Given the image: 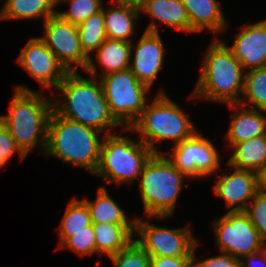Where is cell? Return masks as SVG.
Listing matches in <instances>:
<instances>
[{
    "label": "cell",
    "mask_w": 266,
    "mask_h": 267,
    "mask_svg": "<svg viewBox=\"0 0 266 267\" xmlns=\"http://www.w3.org/2000/svg\"><path fill=\"white\" fill-rule=\"evenodd\" d=\"M141 198L146 216L152 218L170 217L175 210L184 178L166 154L154 153L145 164L141 173Z\"/></svg>",
    "instance_id": "obj_6"
},
{
    "label": "cell",
    "mask_w": 266,
    "mask_h": 267,
    "mask_svg": "<svg viewBox=\"0 0 266 267\" xmlns=\"http://www.w3.org/2000/svg\"><path fill=\"white\" fill-rule=\"evenodd\" d=\"M114 267H149V254L133 240L127 247L117 254L108 257Z\"/></svg>",
    "instance_id": "obj_30"
},
{
    "label": "cell",
    "mask_w": 266,
    "mask_h": 267,
    "mask_svg": "<svg viewBox=\"0 0 266 267\" xmlns=\"http://www.w3.org/2000/svg\"><path fill=\"white\" fill-rule=\"evenodd\" d=\"M258 174V188L266 192V164L257 173Z\"/></svg>",
    "instance_id": "obj_37"
},
{
    "label": "cell",
    "mask_w": 266,
    "mask_h": 267,
    "mask_svg": "<svg viewBox=\"0 0 266 267\" xmlns=\"http://www.w3.org/2000/svg\"><path fill=\"white\" fill-rule=\"evenodd\" d=\"M57 0H6L0 11V20L38 19L45 22L57 14Z\"/></svg>",
    "instance_id": "obj_23"
},
{
    "label": "cell",
    "mask_w": 266,
    "mask_h": 267,
    "mask_svg": "<svg viewBox=\"0 0 266 267\" xmlns=\"http://www.w3.org/2000/svg\"><path fill=\"white\" fill-rule=\"evenodd\" d=\"M190 19L191 32H203L208 29L213 33L225 31L227 21L217 0H182Z\"/></svg>",
    "instance_id": "obj_19"
},
{
    "label": "cell",
    "mask_w": 266,
    "mask_h": 267,
    "mask_svg": "<svg viewBox=\"0 0 266 267\" xmlns=\"http://www.w3.org/2000/svg\"><path fill=\"white\" fill-rule=\"evenodd\" d=\"M227 105L232 107L231 109H237L233 112L230 126L225 135V139L231 147L250 138L266 134V115H264L266 112L250 107L245 108L239 103Z\"/></svg>",
    "instance_id": "obj_18"
},
{
    "label": "cell",
    "mask_w": 266,
    "mask_h": 267,
    "mask_svg": "<svg viewBox=\"0 0 266 267\" xmlns=\"http://www.w3.org/2000/svg\"><path fill=\"white\" fill-rule=\"evenodd\" d=\"M141 14L139 6L132 4H117L116 7L104 9V25L107 39L132 42L136 21Z\"/></svg>",
    "instance_id": "obj_20"
},
{
    "label": "cell",
    "mask_w": 266,
    "mask_h": 267,
    "mask_svg": "<svg viewBox=\"0 0 266 267\" xmlns=\"http://www.w3.org/2000/svg\"><path fill=\"white\" fill-rule=\"evenodd\" d=\"M204 53V62L194 92L189 99H205L220 103H240L244 91L245 72L231 49L217 37Z\"/></svg>",
    "instance_id": "obj_2"
},
{
    "label": "cell",
    "mask_w": 266,
    "mask_h": 267,
    "mask_svg": "<svg viewBox=\"0 0 266 267\" xmlns=\"http://www.w3.org/2000/svg\"><path fill=\"white\" fill-rule=\"evenodd\" d=\"M53 110L52 98L44 97L26 86H16L10 101L9 113L1 115V122L7 127L17 146L27 156L39 146L45 152L47 125Z\"/></svg>",
    "instance_id": "obj_3"
},
{
    "label": "cell",
    "mask_w": 266,
    "mask_h": 267,
    "mask_svg": "<svg viewBox=\"0 0 266 267\" xmlns=\"http://www.w3.org/2000/svg\"><path fill=\"white\" fill-rule=\"evenodd\" d=\"M80 44L84 54L90 58L91 52L96 51L100 45L107 39L103 8L100 12L91 15L78 26Z\"/></svg>",
    "instance_id": "obj_27"
},
{
    "label": "cell",
    "mask_w": 266,
    "mask_h": 267,
    "mask_svg": "<svg viewBox=\"0 0 266 267\" xmlns=\"http://www.w3.org/2000/svg\"><path fill=\"white\" fill-rule=\"evenodd\" d=\"M191 232L189 226L168 229L135 218V240L149 256L193 257L197 239Z\"/></svg>",
    "instance_id": "obj_10"
},
{
    "label": "cell",
    "mask_w": 266,
    "mask_h": 267,
    "mask_svg": "<svg viewBox=\"0 0 266 267\" xmlns=\"http://www.w3.org/2000/svg\"><path fill=\"white\" fill-rule=\"evenodd\" d=\"M241 105L252 104V109L266 112V67L248 70L245 73Z\"/></svg>",
    "instance_id": "obj_28"
},
{
    "label": "cell",
    "mask_w": 266,
    "mask_h": 267,
    "mask_svg": "<svg viewBox=\"0 0 266 267\" xmlns=\"http://www.w3.org/2000/svg\"><path fill=\"white\" fill-rule=\"evenodd\" d=\"M96 254L105 256L117 254L135 238V224H93Z\"/></svg>",
    "instance_id": "obj_21"
},
{
    "label": "cell",
    "mask_w": 266,
    "mask_h": 267,
    "mask_svg": "<svg viewBox=\"0 0 266 267\" xmlns=\"http://www.w3.org/2000/svg\"><path fill=\"white\" fill-rule=\"evenodd\" d=\"M65 1L70 3L69 9L66 12L57 11V14L63 20L77 26L103 8L102 0H57V4Z\"/></svg>",
    "instance_id": "obj_29"
},
{
    "label": "cell",
    "mask_w": 266,
    "mask_h": 267,
    "mask_svg": "<svg viewBox=\"0 0 266 267\" xmlns=\"http://www.w3.org/2000/svg\"><path fill=\"white\" fill-rule=\"evenodd\" d=\"M213 228L216 246L220 252L241 258L257 253L266 247L258 231L244 211H228L215 219Z\"/></svg>",
    "instance_id": "obj_9"
},
{
    "label": "cell",
    "mask_w": 266,
    "mask_h": 267,
    "mask_svg": "<svg viewBox=\"0 0 266 267\" xmlns=\"http://www.w3.org/2000/svg\"><path fill=\"white\" fill-rule=\"evenodd\" d=\"M89 208L92 224H135V218L128 221L124 210L111 198L106 187L98 189L97 199L83 200Z\"/></svg>",
    "instance_id": "obj_25"
},
{
    "label": "cell",
    "mask_w": 266,
    "mask_h": 267,
    "mask_svg": "<svg viewBox=\"0 0 266 267\" xmlns=\"http://www.w3.org/2000/svg\"><path fill=\"white\" fill-rule=\"evenodd\" d=\"M244 212L259 233L260 239L266 242V192L258 190L248 203Z\"/></svg>",
    "instance_id": "obj_31"
},
{
    "label": "cell",
    "mask_w": 266,
    "mask_h": 267,
    "mask_svg": "<svg viewBox=\"0 0 266 267\" xmlns=\"http://www.w3.org/2000/svg\"><path fill=\"white\" fill-rule=\"evenodd\" d=\"M97 65L92 57L85 73L89 79L79 75L77 71L68 72L56 88L62 96L53 97V110L63 118H67L101 133L111 134V128L121 126L111 115L105 99L101 81L97 75ZM59 98V99H58ZM103 131V132H102Z\"/></svg>",
    "instance_id": "obj_1"
},
{
    "label": "cell",
    "mask_w": 266,
    "mask_h": 267,
    "mask_svg": "<svg viewBox=\"0 0 266 267\" xmlns=\"http://www.w3.org/2000/svg\"><path fill=\"white\" fill-rule=\"evenodd\" d=\"M141 0H111V4H132L139 6Z\"/></svg>",
    "instance_id": "obj_38"
},
{
    "label": "cell",
    "mask_w": 266,
    "mask_h": 267,
    "mask_svg": "<svg viewBox=\"0 0 266 267\" xmlns=\"http://www.w3.org/2000/svg\"><path fill=\"white\" fill-rule=\"evenodd\" d=\"M149 267H193V257L150 256Z\"/></svg>",
    "instance_id": "obj_35"
},
{
    "label": "cell",
    "mask_w": 266,
    "mask_h": 267,
    "mask_svg": "<svg viewBox=\"0 0 266 267\" xmlns=\"http://www.w3.org/2000/svg\"><path fill=\"white\" fill-rule=\"evenodd\" d=\"M147 105L129 128H122L139 133V139L154 153H162L155 147L157 142L172 140L175 146L197 132L180 106L168 98L164 91L158 92L151 104Z\"/></svg>",
    "instance_id": "obj_5"
},
{
    "label": "cell",
    "mask_w": 266,
    "mask_h": 267,
    "mask_svg": "<svg viewBox=\"0 0 266 267\" xmlns=\"http://www.w3.org/2000/svg\"><path fill=\"white\" fill-rule=\"evenodd\" d=\"M101 132L76 121L63 118L52 110L47 125L44 155L79 166L92 174L100 160Z\"/></svg>",
    "instance_id": "obj_4"
},
{
    "label": "cell",
    "mask_w": 266,
    "mask_h": 267,
    "mask_svg": "<svg viewBox=\"0 0 266 267\" xmlns=\"http://www.w3.org/2000/svg\"><path fill=\"white\" fill-rule=\"evenodd\" d=\"M134 53L129 69L150 89L164 63L165 52L159 32L145 31Z\"/></svg>",
    "instance_id": "obj_14"
},
{
    "label": "cell",
    "mask_w": 266,
    "mask_h": 267,
    "mask_svg": "<svg viewBox=\"0 0 266 267\" xmlns=\"http://www.w3.org/2000/svg\"><path fill=\"white\" fill-rule=\"evenodd\" d=\"M15 152L19 153L21 160L25 159L26 155L17 146L9 130L0 120V169L8 164Z\"/></svg>",
    "instance_id": "obj_33"
},
{
    "label": "cell",
    "mask_w": 266,
    "mask_h": 267,
    "mask_svg": "<svg viewBox=\"0 0 266 267\" xmlns=\"http://www.w3.org/2000/svg\"><path fill=\"white\" fill-rule=\"evenodd\" d=\"M172 148L173 153L167 158L189 179L208 177L220 166V153L198 131Z\"/></svg>",
    "instance_id": "obj_11"
},
{
    "label": "cell",
    "mask_w": 266,
    "mask_h": 267,
    "mask_svg": "<svg viewBox=\"0 0 266 267\" xmlns=\"http://www.w3.org/2000/svg\"><path fill=\"white\" fill-rule=\"evenodd\" d=\"M233 173L215 181L213 193L224 199L230 211H244L258 188V174L254 171L233 168Z\"/></svg>",
    "instance_id": "obj_15"
},
{
    "label": "cell",
    "mask_w": 266,
    "mask_h": 267,
    "mask_svg": "<svg viewBox=\"0 0 266 267\" xmlns=\"http://www.w3.org/2000/svg\"><path fill=\"white\" fill-rule=\"evenodd\" d=\"M17 62L45 89H56L68 73L39 37L29 39Z\"/></svg>",
    "instance_id": "obj_13"
},
{
    "label": "cell",
    "mask_w": 266,
    "mask_h": 267,
    "mask_svg": "<svg viewBox=\"0 0 266 267\" xmlns=\"http://www.w3.org/2000/svg\"><path fill=\"white\" fill-rule=\"evenodd\" d=\"M92 225L90 211L86 203L82 200H77L74 197L68 203V207L64 213L63 219L60 222L58 234L60 246L68 237L84 230V227Z\"/></svg>",
    "instance_id": "obj_26"
},
{
    "label": "cell",
    "mask_w": 266,
    "mask_h": 267,
    "mask_svg": "<svg viewBox=\"0 0 266 267\" xmlns=\"http://www.w3.org/2000/svg\"><path fill=\"white\" fill-rule=\"evenodd\" d=\"M197 242L193 249V267H240V259L231 256L228 253L220 252V255L210 257L205 260L196 261L195 248L199 245ZM196 261V262H195Z\"/></svg>",
    "instance_id": "obj_34"
},
{
    "label": "cell",
    "mask_w": 266,
    "mask_h": 267,
    "mask_svg": "<svg viewBox=\"0 0 266 267\" xmlns=\"http://www.w3.org/2000/svg\"><path fill=\"white\" fill-rule=\"evenodd\" d=\"M132 42L106 39L95 51L96 60L102 67L101 76L128 69L133 52Z\"/></svg>",
    "instance_id": "obj_24"
},
{
    "label": "cell",
    "mask_w": 266,
    "mask_h": 267,
    "mask_svg": "<svg viewBox=\"0 0 266 267\" xmlns=\"http://www.w3.org/2000/svg\"><path fill=\"white\" fill-rule=\"evenodd\" d=\"M59 248H68L81 256L96 253L93 224L84 227V230L75 232V234L68 237L58 249Z\"/></svg>",
    "instance_id": "obj_32"
},
{
    "label": "cell",
    "mask_w": 266,
    "mask_h": 267,
    "mask_svg": "<svg viewBox=\"0 0 266 267\" xmlns=\"http://www.w3.org/2000/svg\"><path fill=\"white\" fill-rule=\"evenodd\" d=\"M139 9L152 17L146 31L159 32L156 23L158 20L166 24V27L191 32L190 19L182 0H141Z\"/></svg>",
    "instance_id": "obj_17"
},
{
    "label": "cell",
    "mask_w": 266,
    "mask_h": 267,
    "mask_svg": "<svg viewBox=\"0 0 266 267\" xmlns=\"http://www.w3.org/2000/svg\"><path fill=\"white\" fill-rule=\"evenodd\" d=\"M43 24L45 36L39 38L64 68L68 72H76L78 67L85 71L89 58L82 51L77 25L63 20L58 14L49 17Z\"/></svg>",
    "instance_id": "obj_12"
},
{
    "label": "cell",
    "mask_w": 266,
    "mask_h": 267,
    "mask_svg": "<svg viewBox=\"0 0 266 267\" xmlns=\"http://www.w3.org/2000/svg\"><path fill=\"white\" fill-rule=\"evenodd\" d=\"M102 137L100 160L94 175L111 184L138 181L154 152L140 139L136 142L113 133H103Z\"/></svg>",
    "instance_id": "obj_7"
},
{
    "label": "cell",
    "mask_w": 266,
    "mask_h": 267,
    "mask_svg": "<svg viewBox=\"0 0 266 267\" xmlns=\"http://www.w3.org/2000/svg\"><path fill=\"white\" fill-rule=\"evenodd\" d=\"M100 81L111 115L129 128L144 110L150 89L129 68L101 76Z\"/></svg>",
    "instance_id": "obj_8"
},
{
    "label": "cell",
    "mask_w": 266,
    "mask_h": 267,
    "mask_svg": "<svg viewBox=\"0 0 266 267\" xmlns=\"http://www.w3.org/2000/svg\"><path fill=\"white\" fill-rule=\"evenodd\" d=\"M229 167L258 173L266 164V134L256 136L232 146Z\"/></svg>",
    "instance_id": "obj_22"
},
{
    "label": "cell",
    "mask_w": 266,
    "mask_h": 267,
    "mask_svg": "<svg viewBox=\"0 0 266 267\" xmlns=\"http://www.w3.org/2000/svg\"><path fill=\"white\" fill-rule=\"evenodd\" d=\"M244 258L246 259V261H249L248 262L249 264L245 262ZM257 259H258V262L260 261L259 262L260 264L262 263L261 265L259 264L260 266H258V262H256ZM240 267H266V247H264L261 251L257 253H253V254H249V255H245L241 257Z\"/></svg>",
    "instance_id": "obj_36"
},
{
    "label": "cell",
    "mask_w": 266,
    "mask_h": 267,
    "mask_svg": "<svg viewBox=\"0 0 266 267\" xmlns=\"http://www.w3.org/2000/svg\"><path fill=\"white\" fill-rule=\"evenodd\" d=\"M229 48L244 71L266 67V19L242 27Z\"/></svg>",
    "instance_id": "obj_16"
}]
</instances>
